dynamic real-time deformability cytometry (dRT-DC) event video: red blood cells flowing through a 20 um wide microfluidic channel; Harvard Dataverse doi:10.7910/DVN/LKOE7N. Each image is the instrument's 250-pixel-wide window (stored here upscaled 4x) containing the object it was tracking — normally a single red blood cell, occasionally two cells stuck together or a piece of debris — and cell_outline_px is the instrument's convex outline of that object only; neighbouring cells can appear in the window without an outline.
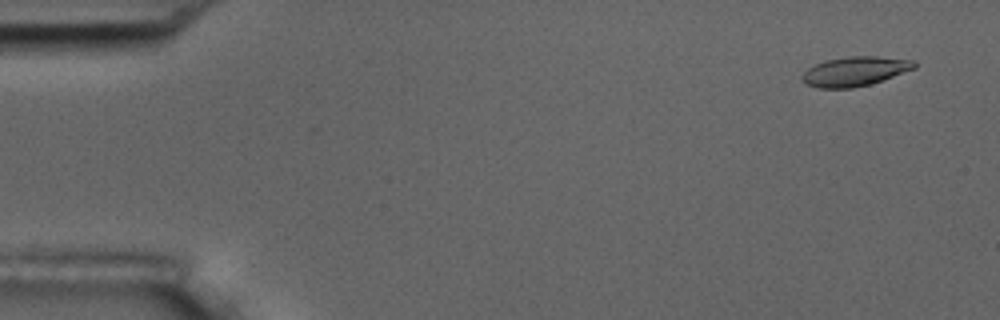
{"species": "common noctule bat (a hibernating species)", "species_latin": "Nyctalus noctula", "temperature_condition": "room temperature", "stored_images_in_passage": 56, "camera_frame_rate_fps": 3000, "um_per_image_px": 0.085, "animal": {"sex": "male", "body_mass_g": 17.5, "forearm_length_mm": 52.3}, "frame": {"image": 1, "passage_image": 3, "time_ms": 0.667, "image_size_px": [1000, 320], "cell_outline_px": [[916, 68], [868, 84], [852, 88], [820, 88], [808, 84], [800, 80], [800, 76], [808, 68], [824, 60], [848, 56], [876, 56], [916, 60]], "centroid_in_image_um": [72.64, 6.05], "position_along_channel_um": 12.4, "area_um2": 19.13}}
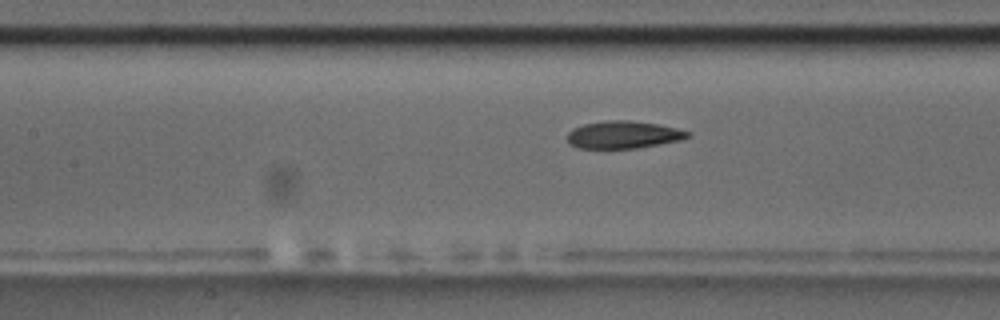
{"frame": {"image": 2, "passage_image": 25, "time_ms": 8.0, "image_size_px": [1000, 320], "cell_outline_px": [[692, 136], [680, 140], [660, 144], [636, 148], [580, 148], [568, 144], [568, 132], [572, 128], [584, 124], [604, 120], [628, 120], [656, 124], [676, 128], [692, 132]], "centroid_in_image_um": [52.99, 11.45], "position_along_channel_um": 154.4, "area_um2": 19.31}}
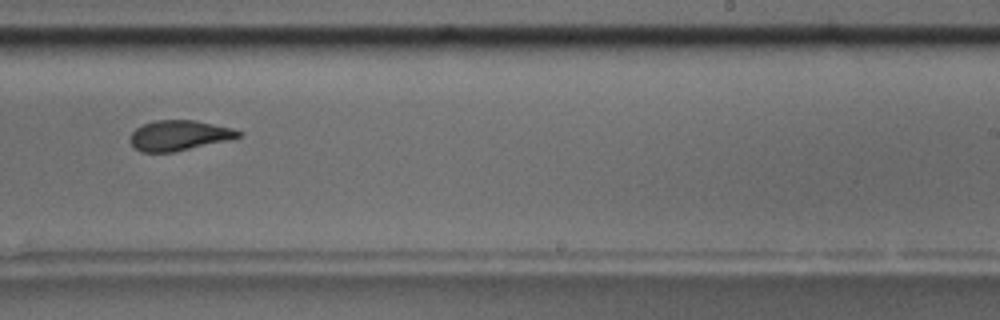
{"frame": {"image": 3, "passage_image": 35, "time_ms": 11.333, "image_size_px": [1000, 320], "cell_outline_px": [[244, 136], [228, 140], [172, 152], [140, 152], [128, 140], [128, 136], [136, 128], [152, 120], [196, 120], [232, 128], [244, 132]], "centroid_in_image_um": [15.22, 11.5], "position_along_channel_um": 273.8, "area_um2": 19.19}, "authors_computed_cell_mechanics": {"area_um2": 19.8832, "velocity_mm_per_s": 3.5944, "shape_relaxation_time_tau1_ms": 4.7882, "shape_relaxation_time_tau2_ms": 1.492, "deformation_change_tau1": 0.1712, "deformation_change_tau2": 0.0848}}